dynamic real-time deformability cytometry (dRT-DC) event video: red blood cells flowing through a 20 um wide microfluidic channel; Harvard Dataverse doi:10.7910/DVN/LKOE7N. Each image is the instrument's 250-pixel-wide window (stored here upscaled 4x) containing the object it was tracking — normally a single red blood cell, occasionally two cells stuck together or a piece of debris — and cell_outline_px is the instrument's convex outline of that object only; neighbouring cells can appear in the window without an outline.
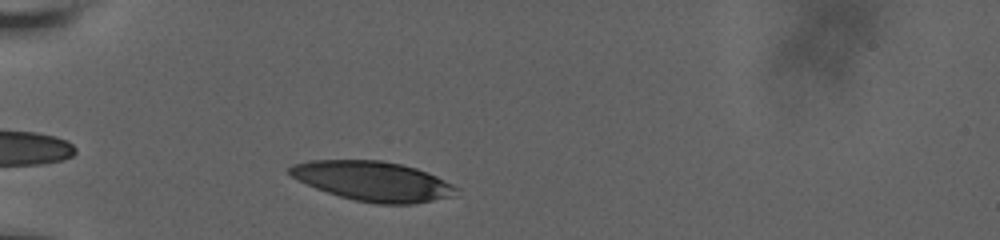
{"species": "human", "species_latin": "Homo sapiens", "temperature_condition": "room temperature", "stored_images_in_passage": 34, "camera_frame_rate_fps": 3000, "um_per_image_px": 0.085, "donor": {"sex": "male"}, "frame": {"image": 1, "passage_image": 3, "time_ms": 0.667, "image_size_px": [1000, 240], "cell_outline_px": [[460, 188], [448, 196], [432, 200], [412, 204], [376, 204], [356, 200], [340, 196], [316, 188], [292, 176], [288, 172], [288, 168], [292, 164], [308, 160], [380, 160], [400, 164], [416, 168], [428, 172]], "centroid_in_image_um": [31.67, 15.38], "position_along_channel_um": 53.3, "area_um2": 38.03}}
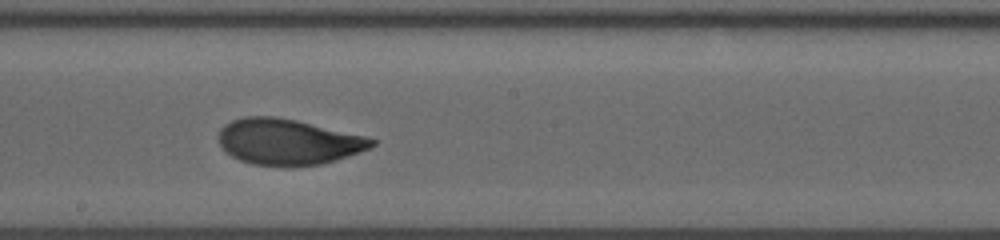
{"frame": {"image": 2, "passage_image": 19, "time_ms": 6.0, "image_size_px": [1000, 240], "cell_outline_px": [[376, 144], [360, 152], [324, 164], [292, 168], [288, 168], [252, 164], [240, 160], [232, 156], [220, 148], [216, 136], [220, 128], [224, 124], [232, 120], [244, 116], [276, 116], [296, 120], [364, 136], [376, 140]], "centroid_in_image_um": [24.42, 12.08], "position_along_channel_um": 223.8, "area_um2": 41.62}}
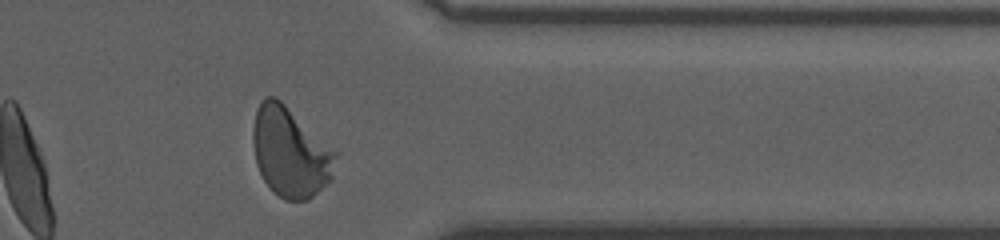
{"frame": {"image": 3, "passage_image": 33, "time_ms": 10.667, "image_size_px": [1000, 240], "cell_outline_px": [[340, 152], [332, 180], [308, 200], [284, 200], [264, 180], [256, 164], [252, 144], [252, 128], [256, 108], [260, 100], [264, 96], [276, 96]], "centroid_in_image_um": [24.71, 12.89], "position_along_channel_um": 386.7, "area_um2": 44.16}, "authors_computed_cell_mechanics": {"area_um2": 40.5467, "velocity_mm_per_s": 3.6299, "shape_relaxation_time_tau1_ms": 4.1401, "shape_relaxation_time_tau2_ms": 1.0761, "deformation_change_tau1": 0.1698, "deformation_change_tau2": 0.0552}}